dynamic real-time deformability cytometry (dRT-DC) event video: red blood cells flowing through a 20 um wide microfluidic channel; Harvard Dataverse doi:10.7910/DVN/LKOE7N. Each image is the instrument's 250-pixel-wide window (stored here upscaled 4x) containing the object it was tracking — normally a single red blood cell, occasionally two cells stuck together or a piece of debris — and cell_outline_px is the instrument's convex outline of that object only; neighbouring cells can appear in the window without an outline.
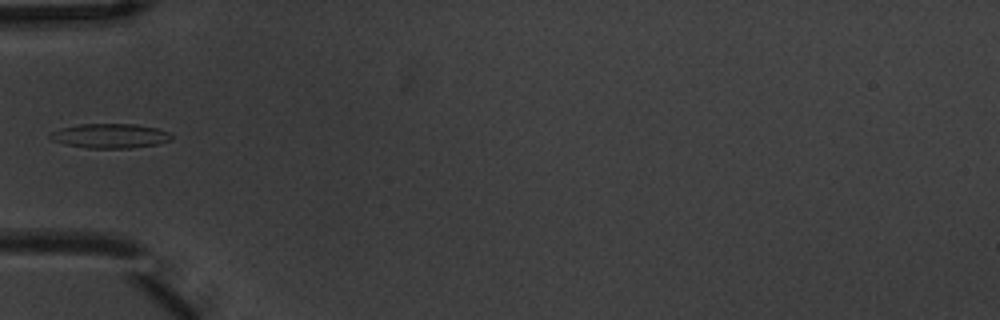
{"species": "common noctule bat (a hibernating species)", "species_latin": "Nyctalus noctula", "temperature_condition": "warm", "stored_images_in_passage": 2, "camera_frame_rate_fps": 3000, "um_per_image_px": 0.085, "animal": {"sex": "male", "body_mass_g": 20.1, "forearm_length_mm": 53.5}, "frame": {"image": 1, "passage_image": 2, "time_ms": 0.333, "image_size_px": [1000, 320], "cell_outline_px": [[172, 140], [156, 144], [132, 148], [88, 148], [68, 144], [52, 140], [48, 136], [48, 132], [60, 128], [80, 124], [136, 124], [156, 128], [172, 132]], "centroid_in_image_um": [9.37, 11.54], "position_along_channel_um": 75.6, "area_um2": 17.4}}